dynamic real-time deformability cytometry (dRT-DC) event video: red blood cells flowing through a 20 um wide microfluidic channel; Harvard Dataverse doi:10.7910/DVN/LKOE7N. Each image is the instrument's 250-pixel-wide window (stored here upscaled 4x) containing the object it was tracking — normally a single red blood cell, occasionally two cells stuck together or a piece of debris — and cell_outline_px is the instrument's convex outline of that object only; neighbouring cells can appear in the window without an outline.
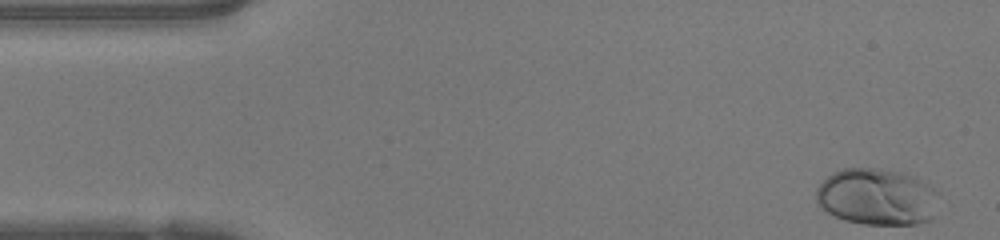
{"species": "human", "species_latin": "Homo sapiens", "temperature_condition": "warm", "stored_images_in_passage": 46, "camera_frame_rate_fps": 3000, "um_per_image_px": 0.085, "donor": {"sex": "female"}, "frame": {"image": 1, "passage_image": 1, "time_ms": 0.0, "image_size_px": [1000, 240], "cell_outline_px": [[940, 192], [932, 220], [916, 224], [864, 224], [844, 220], [820, 208], [816, 204], [816, 188], [832, 172], [844, 168], [876, 168], [900, 172], [916, 176]], "centroid_in_image_um": [74.56, 16.73], "position_along_channel_um": 10.4, "area_um2": 40.98}}
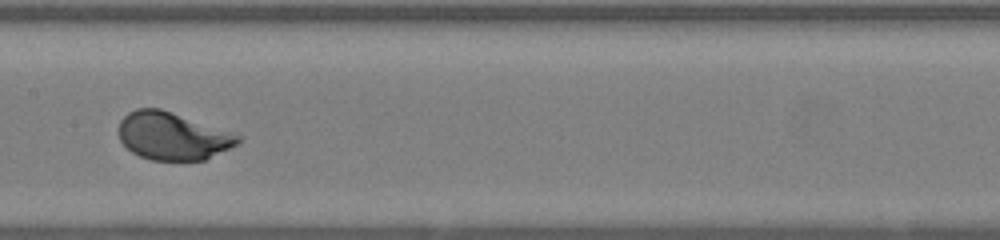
{"frame": {"image": 2, "passage_image": 22, "time_ms": 7.0, "image_size_px": [1000, 240], "cell_outline_px": [[244, 136], [236, 144], [204, 160], [152, 160], [140, 156], [132, 152], [120, 140], [120, 120], [128, 112], [136, 108], [160, 108]], "centroid_in_image_um": [14.66, 11.55], "position_along_channel_um": 192.7, "area_um2": 32.77}}
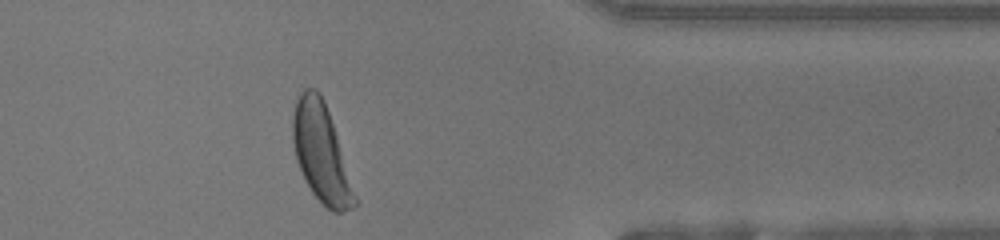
{"frame": {"image": 3, "passage_image": 37, "time_ms": 12.0, "image_size_px": [1000, 240], "cell_outline_px": [[360, 204], [352, 208], [340, 212], [332, 212], [312, 192], [304, 180], [296, 160], [292, 140], [292, 116], [296, 100], [300, 92], [304, 88], [316, 88], [320, 92], [324, 100]], "centroid_in_image_um": [27.29, 13.01], "position_along_channel_um": 384.1, "area_um2": 35.43}, "authors_computed_cell_mechanics": {"area_um2": 33.3217, "velocity_mm_per_s": 4.2174, "shape_relaxation_time_tau1_ms": 1.9035, "shape_relaxation_time_tau2_ms": null, "deformation_change_tau1": 0.1482, "deformation_change_tau2": null}}